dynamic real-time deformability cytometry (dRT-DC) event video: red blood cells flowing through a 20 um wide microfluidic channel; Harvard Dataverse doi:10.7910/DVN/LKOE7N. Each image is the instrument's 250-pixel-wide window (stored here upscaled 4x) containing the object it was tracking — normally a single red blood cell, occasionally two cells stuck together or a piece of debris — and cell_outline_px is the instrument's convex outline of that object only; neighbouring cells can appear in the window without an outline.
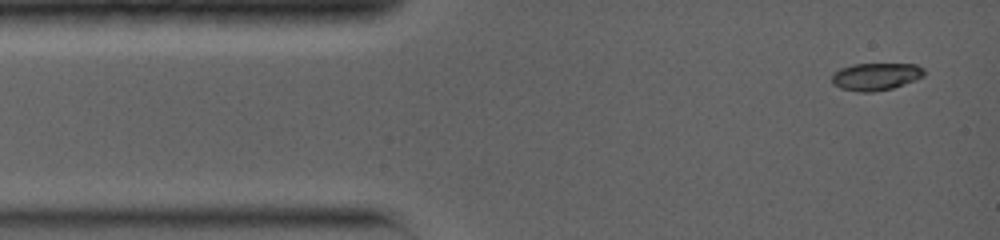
{"species": "common noctule bat (a hibernating species)", "species_latin": "Nyctalus noctula", "temperature_condition": "warm", "stored_images_in_passage": 9, "camera_frame_rate_fps": 5000, "um_per_image_px": 0.085, "animal": {"sex": "female", "body_mass_g": 19.0, "forearm_length_mm": 56.7}, "frame": {"image": 1, "passage_image": 1, "time_ms": 0.0, "image_size_px": [1000, 240], "cell_outline_px": [[924, 76], [916, 80], [892, 88], [872, 92], [860, 92], [840, 88], [832, 84], [832, 72], [840, 68], [852, 64], [916, 64], [924, 68]], "centroid_in_image_um": [74.43, 6.5], "position_along_channel_um": 10.6, "area_um2": 14.85}}
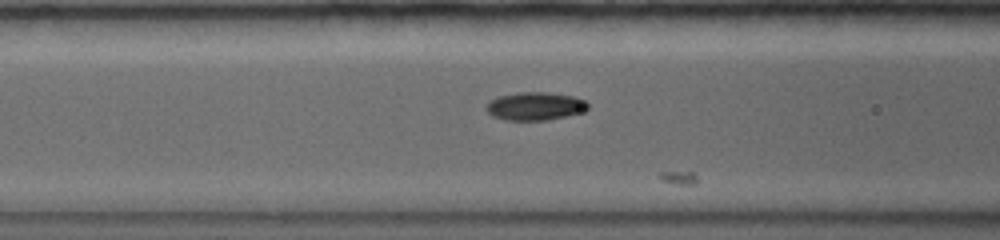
{"frame": {"image": 2, "passage_image": 7, "time_ms": 4.4, "image_size_px": [1000, 240], "cell_outline_px": [[588, 108], [584, 112], [548, 120], [504, 120], [492, 116], [484, 108], [492, 100], [500, 96], [516, 92], [544, 92], [572, 96], [584, 100], [588, 104]], "centroid_in_image_um": [45.48, 9.03], "position_along_channel_um": 121.1, "area_um2": 16.59}}